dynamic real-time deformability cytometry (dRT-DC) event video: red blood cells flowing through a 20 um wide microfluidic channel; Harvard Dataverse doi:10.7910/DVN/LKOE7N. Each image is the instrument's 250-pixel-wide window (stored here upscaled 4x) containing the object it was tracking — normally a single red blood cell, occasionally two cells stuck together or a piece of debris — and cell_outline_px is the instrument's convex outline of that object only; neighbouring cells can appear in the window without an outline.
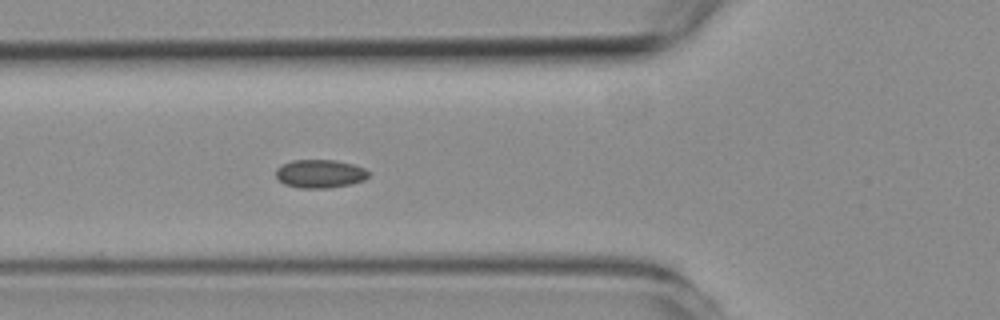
{"species": "common noctule bat (a hibernating species)", "species_latin": "Nyctalus noctula", "temperature_condition": "room temperature", "stored_images_in_passage": 55, "camera_frame_rate_fps": 3000, "um_per_image_px": 0.085, "animal": {"sex": "female", "body_mass_g": 19.3, "forearm_length_mm": 54.1}, "frame": {"image": 1, "passage_image": 19, "time_ms": 6.0, "image_size_px": [1000, 320], "cell_outline_px": [[372, 172], [364, 180], [352, 184], [328, 188], [300, 188], [284, 184], [276, 176], [276, 168], [280, 164], [292, 160], [336, 160], [352, 164], [364, 168]], "centroid_in_image_um": [27.21, 14.76], "position_along_channel_um": 98.6, "area_um2": 15.49}}
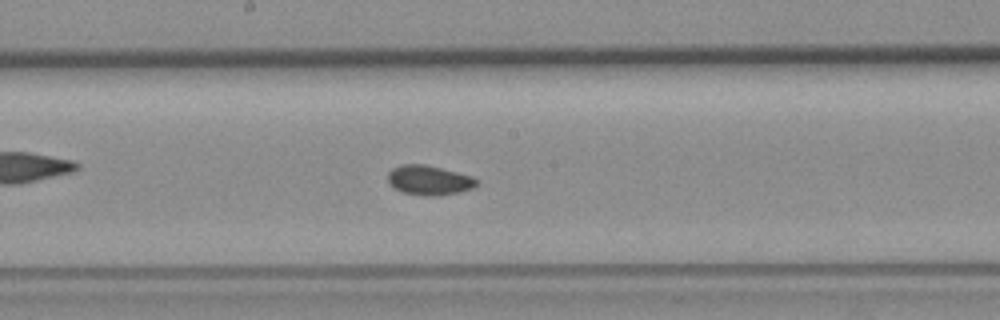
{"frame": {"image": 2, "passage_image": 28, "time_ms": 9.0, "image_size_px": [1000, 320], "cell_outline_px": [[480, 184], [472, 188], [440, 196], [428, 196], [400, 192], [392, 188], [388, 184], [388, 172], [392, 168], [400, 164], [424, 164], [472, 176], [480, 180]], "centroid_in_image_um": [36.45, 15.32], "position_along_channel_um": 211.8, "area_um2": 15.55}}
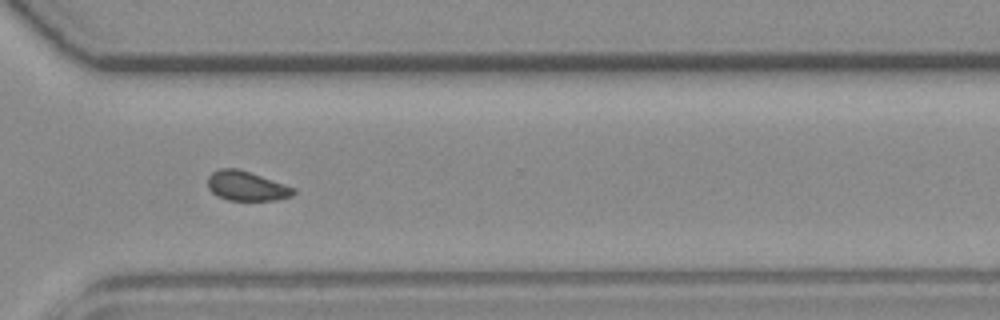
{"frame": {"image": 3, "passage_image": 39, "time_ms": 12.667, "image_size_px": [1000, 320], "cell_outline_px": [[296, 192], [292, 196], [276, 200], [228, 200], [216, 196], [208, 188], [208, 176], [212, 172], [220, 168], [236, 168], [296, 188]], "centroid_in_image_um": [20.94, 15.82], "position_along_channel_um": 349.7, "area_um2": 14.68}, "authors_computed_cell_mechanics": {"area_um2": 15.1436, "velocity_mm_per_s": 3.7657, "shape_relaxation_time_tau1_ms": null, "shape_relaxation_time_tau2_ms": 1.9359, "deformation_change_tau1": null, "deformation_change_tau2": 0.0531}}